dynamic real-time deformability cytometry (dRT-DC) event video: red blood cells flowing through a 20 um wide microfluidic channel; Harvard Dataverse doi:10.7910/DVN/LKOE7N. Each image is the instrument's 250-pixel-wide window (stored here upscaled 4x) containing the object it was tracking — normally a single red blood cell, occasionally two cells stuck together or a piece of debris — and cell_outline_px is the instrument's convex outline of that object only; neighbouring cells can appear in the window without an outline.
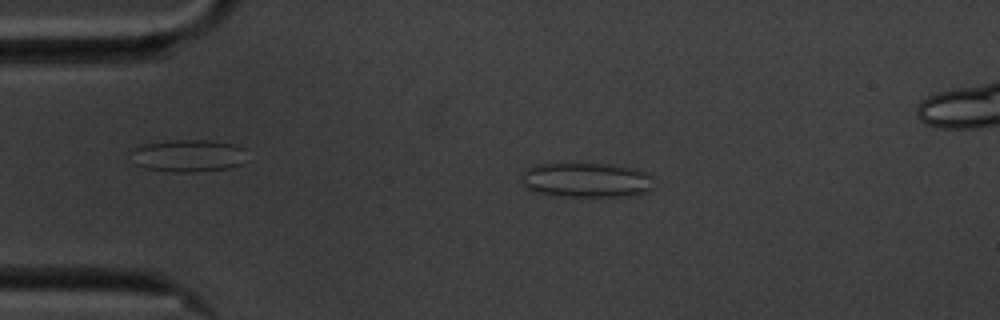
{"species": "common noctule bat (a hibernating species)", "species_latin": "Nyctalus noctula", "temperature_condition": "cold", "stored_images_in_passage": 40, "camera_frame_rate_fps": 3000, "um_per_image_px": 0.085, "animal": {"sex": "male", "body_mass_g": 20.1, "forearm_length_mm": 53.5}, "frame": {"image": 1, "passage_image": 3, "time_ms": 0.667, "image_size_px": [1000, 320], "cell_outline_px": [[652, 188], [648, 192], [628, 196], [560, 196], [536, 192], [520, 184], [520, 176], [532, 164], [612, 164], [632, 168], [644, 172], [652, 176]], "centroid_in_image_um": [49.81, 15.3], "position_along_channel_um": 35.2, "area_um2": 26.88}}
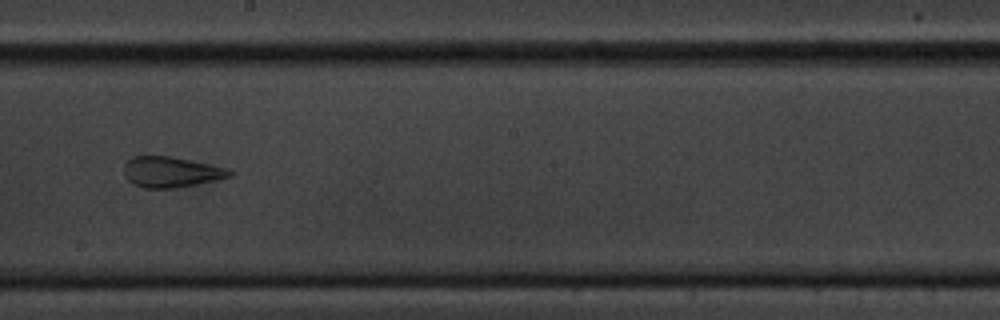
{"frame": {"image": 2, "passage_image": 23, "time_ms": 7.333, "image_size_px": [1000, 320], "cell_outline_px": [[236, 172], [232, 176], [216, 180], [176, 188], [144, 188], [132, 184], [124, 176], [124, 164], [132, 156], [168, 156], [228, 168]], "centroid_in_image_um": [14.53, 14.63], "position_along_channel_um": 233.7, "area_um2": 18.9}}
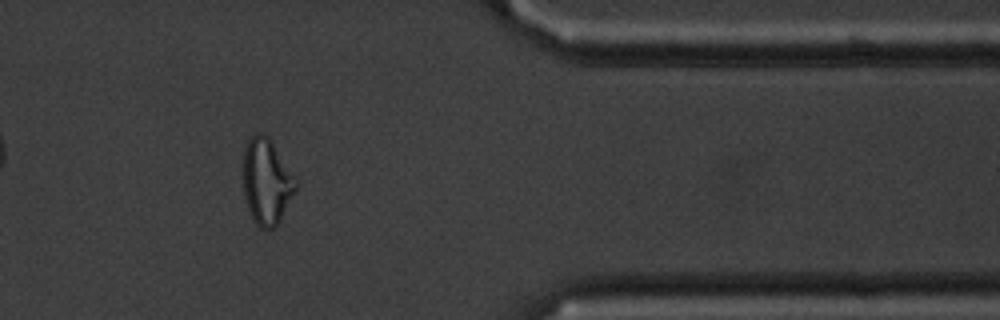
{"frame": {"image": 3, "passage_image": 38, "time_ms": 12.333, "image_size_px": [1000, 320], "cell_outline_px": [[300, 184], [280, 220], [272, 228], [260, 228], [252, 220], [244, 196], [244, 148], [248, 140], [256, 132], [260, 132], [268, 136], [272, 140], [300, 180]], "centroid_in_image_um": [22.72, 15.39], "position_along_channel_um": 388.7, "area_um2": 26.93}, "authors_computed_cell_mechanics": {"area_um2": 19.8543, "velocity_mm_per_s": 3.4976, "shape_relaxation_time_tau1_ms": null, "shape_relaxation_time_tau2_ms": 1.1916, "deformation_change_tau1": null, "deformation_change_tau2": 0.0924}}